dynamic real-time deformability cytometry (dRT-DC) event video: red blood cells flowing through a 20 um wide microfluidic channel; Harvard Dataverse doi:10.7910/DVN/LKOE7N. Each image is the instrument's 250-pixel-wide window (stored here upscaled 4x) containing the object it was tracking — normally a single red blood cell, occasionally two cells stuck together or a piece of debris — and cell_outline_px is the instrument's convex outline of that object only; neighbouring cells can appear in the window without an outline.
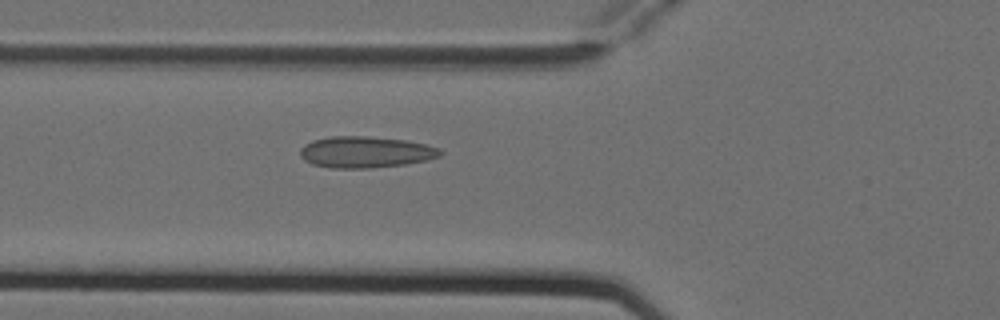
{"species": "Egyptian fruit bat (a non-hibernating species)", "species_latin": "Rousettus aegyptiacus", "temperature_condition": "cold", "stored_images_in_passage": 3, "camera_frame_rate_fps": 3000, "um_per_image_px": 0.085, "animal": {"sex": "female"}, "frame": {"image": 1, "passage_image": 3, "time_ms": 0.667, "image_size_px": [1000, 320], "cell_outline_px": [[444, 152], [440, 156], [428, 160], [404, 164], [372, 168], [332, 168], [312, 164], [304, 160], [300, 156], [300, 148], [304, 144], [312, 140], [332, 136], [368, 136], [404, 140], [424, 144], [440, 148]], "centroid_in_image_um": [31.06, 12.93], "position_along_channel_um": 94.7, "area_um2": 25.72}}